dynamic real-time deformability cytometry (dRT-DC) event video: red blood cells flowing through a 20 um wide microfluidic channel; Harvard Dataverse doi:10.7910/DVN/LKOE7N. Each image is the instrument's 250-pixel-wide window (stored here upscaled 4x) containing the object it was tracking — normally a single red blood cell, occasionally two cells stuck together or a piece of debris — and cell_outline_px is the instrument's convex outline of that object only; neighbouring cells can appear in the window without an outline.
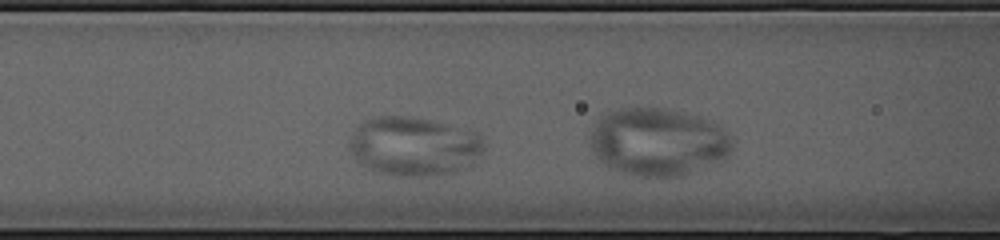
{"species": "common noctule bat (a hibernating species)", "species_latin": "Nyctalus noctula", "temperature_condition": "cold", "stored_images_in_passage": 27, "camera_frame_rate_fps": 3000, "um_per_image_px": 0.085, "animal": {"sex": "female", "body_mass_g": 23.0, "forearm_length_mm": 53.4}, "frame": {"image": 1, "passage_image": 5, "time_ms": 1.333, "image_size_px": [1000, 240], "cell_outline_px": [[484, 148], [472, 164], [464, 168], [452, 172], [420, 176], [400, 176], [380, 172], [368, 168], [352, 156], [348, 148], [348, 144], [356, 128], [364, 120], [376, 116], [404, 116], [428, 120], [468, 128], [476, 132], [484, 140]], "centroid_in_image_um": [35.18, 12.42], "position_along_channel_um": 131.4, "area_um2": 46.12}}
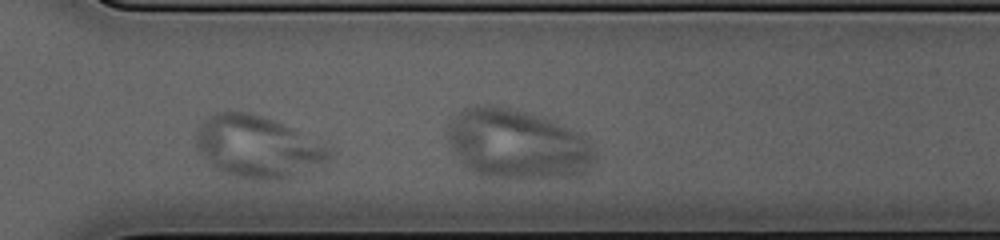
{"frame": {"image": 2, "passage_image": 23, "time_ms": 7.333, "image_size_px": [1000, 240], "cell_outline_px": [[332, 156], [328, 160], [296, 176], [280, 180], [264, 180], [236, 176], [212, 164], [200, 152], [196, 144], [196, 132], [200, 124], [204, 120], [216, 112], [248, 112], [272, 120], [332, 148]], "centroid_in_image_um": [21.91, 12.48], "position_along_channel_um": 348.7, "area_um2": 46.88}}